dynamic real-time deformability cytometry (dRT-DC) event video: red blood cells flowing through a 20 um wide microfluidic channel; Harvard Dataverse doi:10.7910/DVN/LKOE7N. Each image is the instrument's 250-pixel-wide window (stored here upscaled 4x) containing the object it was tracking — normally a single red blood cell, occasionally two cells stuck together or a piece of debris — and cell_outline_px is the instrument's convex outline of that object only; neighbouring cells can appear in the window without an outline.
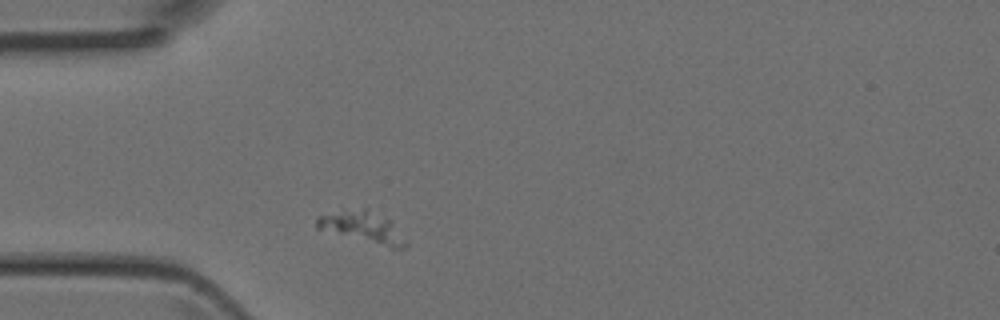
{"species": "Egyptian fruit bat (a non-hibernating species)", "species_latin": "Rousettus aegyptiacus", "temperature_condition": "room temperature", "stored_images_in_passage": 1, "camera_frame_rate_fps": 3000, "um_per_image_px": 0.085, "animal": {"sex": "female"}, "frame": {"image": 1, "passage_image": 1, "time_ms": 0.0, "image_size_px": [1000, 320], "cell_outline_px": [[408, 244], [404, 248], [392, 248], [316, 228], [316, 216], [364, 208], [388, 220]], "centroid_in_image_um": [30.79, 19.33], "position_along_channel_um": 54.2, "area_um2": 15.14}}